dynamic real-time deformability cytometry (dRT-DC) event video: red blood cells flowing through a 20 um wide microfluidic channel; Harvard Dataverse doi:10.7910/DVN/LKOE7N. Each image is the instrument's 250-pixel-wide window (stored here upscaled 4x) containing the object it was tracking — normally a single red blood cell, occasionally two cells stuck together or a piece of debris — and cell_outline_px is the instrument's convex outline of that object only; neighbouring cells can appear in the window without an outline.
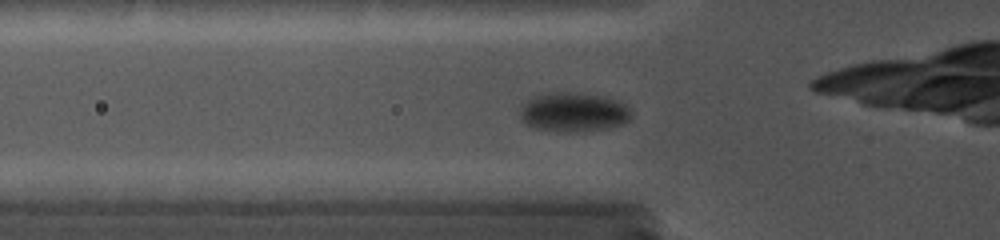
{"species": "common noctule bat (a hibernating species)", "species_latin": "Nyctalus noctula", "temperature_condition": "cold", "stored_images_in_passage": 19, "camera_frame_rate_fps": 5000, "um_per_image_px": 0.085, "animal": {"sex": "female", "body_mass_g": 19.0, "forearm_length_mm": 56.7}, "frame": {"image": 1, "passage_image": 14, "time_ms": 6.0, "image_size_px": [1000, 240], "cell_outline_px": [[632, 112], [628, 120], [624, 124], [608, 128], [536, 128], [528, 124], [520, 116], [520, 104], [532, 96], [552, 92], [564, 92], [600, 96], [616, 100], [624, 104]], "centroid_in_image_um": [48.73, 9.46], "position_along_channel_um": 77.1, "area_um2": 24.1}}
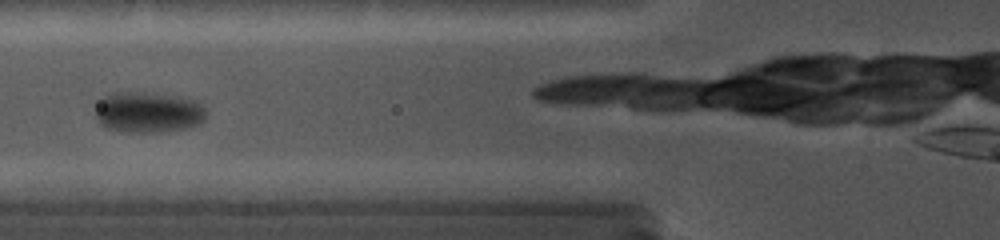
{"frame": {"image": 2, "passage_image": 16, "time_ms": 7.0, "image_size_px": [1000, 240], "cell_outline_px": [[208, 112], [204, 120], [196, 124], [184, 128], [160, 132], [128, 132], [108, 128], [100, 124], [96, 120], [96, 100], [112, 92], [128, 92], [164, 96], [192, 100], [200, 104]], "centroid_in_image_um": [12.52, 9.56], "position_along_channel_um": 113.3, "area_um2": 25.84}}
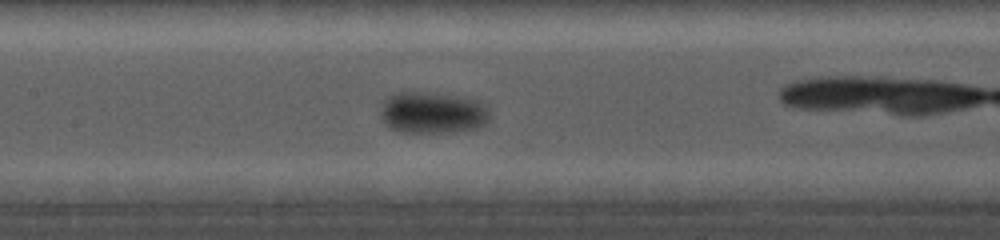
{"frame": {"image": 3, "passage_image": 19, "time_ms": 8.6, "image_size_px": [1000, 240], "cell_outline_px": [[488, 120], [484, 124], [476, 128], [448, 132], [396, 132], [388, 128], [384, 124], [380, 116], [380, 108], [384, 100], [392, 92], [436, 92], [460, 96], [476, 100], [484, 104], [488, 108]], "centroid_in_image_um": [36.69, 9.56], "position_along_channel_um": 170.7, "area_um2": 26.93}}